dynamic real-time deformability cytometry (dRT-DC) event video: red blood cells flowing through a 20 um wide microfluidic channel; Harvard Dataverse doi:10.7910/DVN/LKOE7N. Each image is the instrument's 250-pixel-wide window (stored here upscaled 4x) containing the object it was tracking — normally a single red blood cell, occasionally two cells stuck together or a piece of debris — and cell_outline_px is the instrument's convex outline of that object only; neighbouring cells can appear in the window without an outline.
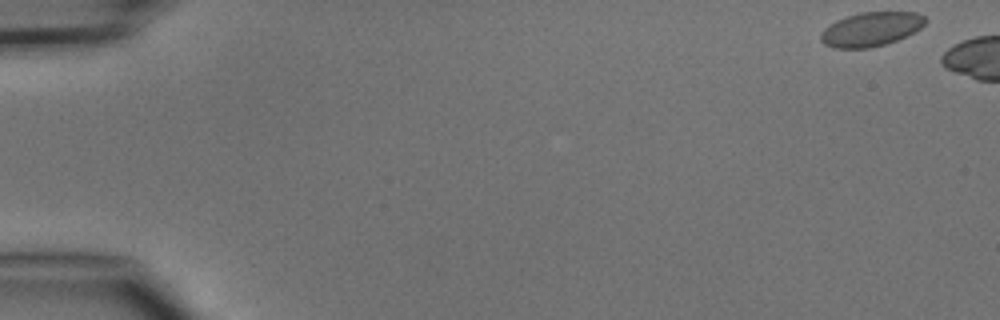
{"species": "common noctule bat (a hibernating species)", "species_latin": "Nyctalus noctula", "temperature_condition": "cold", "stored_images_in_passage": 5, "camera_frame_rate_fps": 3000, "um_per_image_px": 0.085, "animal": {"sex": "male", "body_mass_g": 15.6}, "frame": {"image": 1, "passage_image": 1, "time_ms": 0.0, "image_size_px": [1000, 320], "cell_outline_px": [[928, 20], [920, 28], [908, 36], [884, 44], [868, 48], [836, 48], [824, 44], [820, 40], [820, 32], [824, 28], [836, 20], [860, 12], [916, 12], [924, 16]], "centroid_in_image_um": [74.03, 2.48], "position_along_channel_um": 11.0, "area_um2": 20.81}}